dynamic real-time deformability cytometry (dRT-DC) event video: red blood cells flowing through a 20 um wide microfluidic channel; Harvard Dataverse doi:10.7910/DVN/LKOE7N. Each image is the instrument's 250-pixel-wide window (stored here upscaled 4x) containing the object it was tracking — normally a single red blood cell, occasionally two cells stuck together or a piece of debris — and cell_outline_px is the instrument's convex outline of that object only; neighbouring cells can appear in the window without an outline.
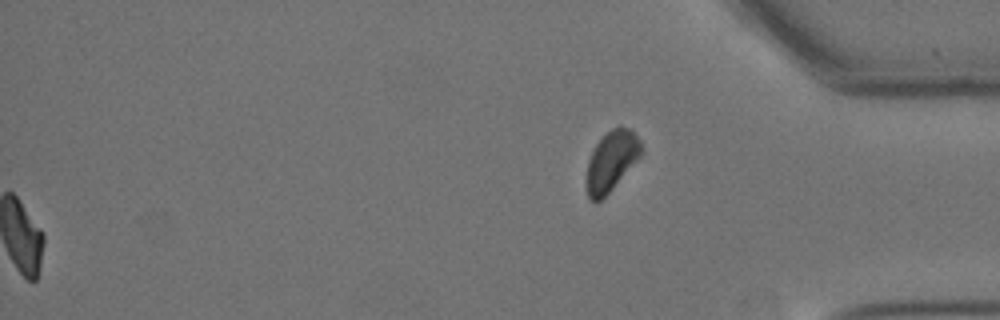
{"species": "Egyptian fruit bat (a non-hibernating species)", "species_latin": "Rousettus aegyptiacus", "temperature_condition": "cold", "stored_images_in_passage": 59, "segment_of_instrument_passage": [2, 2], "camera_frame_rate_fps": 3000, "um_per_image_px": 0.085, "animal": {"sex": "female"}, "frame": {"image": 1, "passage_image": 59, "time_ms": 19.333, "image_size_px": [1000, 320], "cell_outline_px": [[644, 152], [612, 188], [600, 200], [592, 200], [588, 196], [588, 160], [596, 144], [612, 128], [632, 128], [640, 140], [644, 148]], "centroid_in_image_um": [52.03, 13.63], "position_along_channel_um": 383.2, "area_um2": 18.5}}